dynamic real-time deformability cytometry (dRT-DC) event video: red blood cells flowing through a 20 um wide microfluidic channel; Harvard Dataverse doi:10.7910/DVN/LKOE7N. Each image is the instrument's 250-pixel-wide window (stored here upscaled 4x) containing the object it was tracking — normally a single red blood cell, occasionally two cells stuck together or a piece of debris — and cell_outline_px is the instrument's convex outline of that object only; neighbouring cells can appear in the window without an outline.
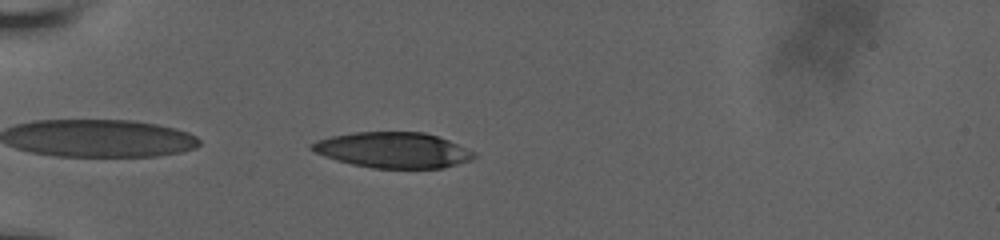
{"species": "human", "species_latin": "Homo sapiens", "temperature_condition": "room temperature", "stored_images_in_passage": 40, "camera_frame_rate_fps": 3000, "um_per_image_px": 0.085, "donor": {"sex": "male"}, "frame": {"image": 1, "passage_image": 2, "time_ms": 0.333, "image_size_px": [1000, 240], "cell_outline_px": [[476, 156], [472, 160], [444, 168], [372, 168], [352, 164], [336, 160], [324, 156], [308, 148], [308, 144], [316, 140], [332, 136], [352, 132], [424, 132], [448, 140], [476, 152]], "centroid_in_image_um": [33.4, 12.76], "position_along_channel_um": 51.6, "area_um2": 33.81}}
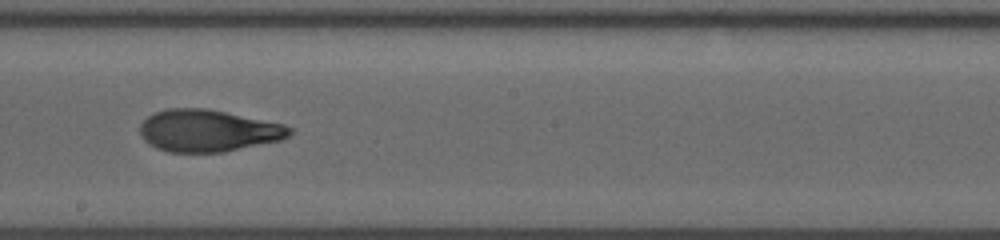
{"frame": {"image": 2, "passage_image": 18, "time_ms": 5.667, "image_size_px": [1000, 240], "cell_outline_px": [[296, 128], [288, 136], [280, 140], [224, 152], [168, 152], [156, 148], [148, 144], [144, 140], [140, 132], [140, 124], [148, 116], [156, 112], [168, 108], [208, 108], [284, 124]], "centroid_in_image_um": [17.69, 11.1], "position_along_channel_um": 230.5, "area_um2": 36.76}}
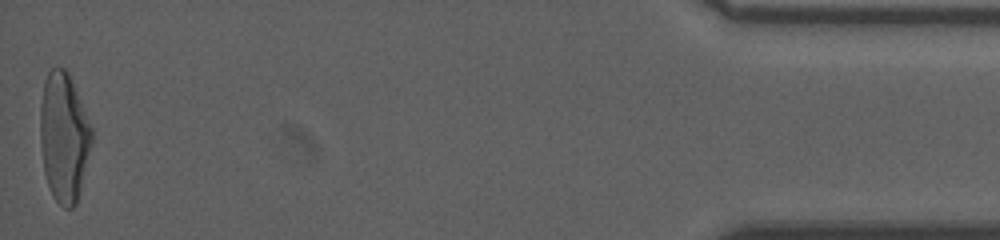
{"frame": {"image": 3, "passage_image": 40, "time_ms": 13.0, "image_size_px": [1000, 240], "cell_outline_px": [[92, 144], [76, 204], [72, 208], [64, 208], [52, 196], [44, 172], [40, 140], [40, 104], [44, 80], [48, 72], [52, 68], [64, 68], [68, 72], [92, 128]], "centroid_in_image_um": [5.42, 11.66], "position_along_channel_um": 429.8, "area_um2": 38.61}, "authors_computed_cell_mechanics": {"area_um2": 36.703, "velocity_mm_per_s": 3.8413, "shape_relaxation_time_tau1_ms": null, "shape_relaxation_time_tau2_ms": 1.8163, "deformation_change_tau1": null, "deformation_change_tau2": 0.0881}}